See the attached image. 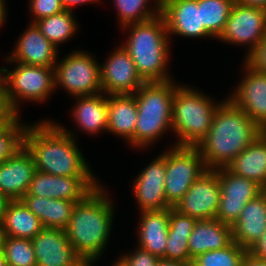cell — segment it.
<instances>
[{"label": "cell", "mask_w": 266, "mask_h": 266, "mask_svg": "<svg viewBox=\"0 0 266 266\" xmlns=\"http://www.w3.org/2000/svg\"><path fill=\"white\" fill-rule=\"evenodd\" d=\"M203 92L179 85L175 88L172 108V131L178 139L174 146L196 147L209 132L216 108Z\"/></svg>", "instance_id": "cell-6"}, {"label": "cell", "mask_w": 266, "mask_h": 266, "mask_svg": "<svg viewBox=\"0 0 266 266\" xmlns=\"http://www.w3.org/2000/svg\"><path fill=\"white\" fill-rule=\"evenodd\" d=\"M247 72L235 92L228 97L263 130L266 128V73L256 71L244 63Z\"/></svg>", "instance_id": "cell-17"}, {"label": "cell", "mask_w": 266, "mask_h": 266, "mask_svg": "<svg viewBox=\"0 0 266 266\" xmlns=\"http://www.w3.org/2000/svg\"><path fill=\"white\" fill-rule=\"evenodd\" d=\"M233 242L231 225L214 219L197 220L188 239L191 259L210 250H219Z\"/></svg>", "instance_id": "cell-23"}, {"label": "cell", "mask_w": 266, "mask_h": 266, "mask_svg": "<svg viewBox=\"0 0 266 266\" xmlns=\"http://www.w3.org/2000/svg\"><path fill=\"white\" fill-rule=\"evenodd\" d=\"M43 225L21 200H10L5 209L1 229L5 236L33 239Z\"/></svg>", "instance_id": "cell-29"}, {"label": "cell", "mask_w": 266, "mask_h": 266, "mask_svg": "<svg viewBox=\"0 0 266 266\" xmlns=\"http://www.w3.org/2000/svg\"><path fill=\"white\" fill-rule=\"evenodd\" d=\"M72 117L77 126L85 133L107 132L108 101L103 92L94 95L76 96Z\"/></svg>", "instance_id": "cell-25"}, {"label": "cell", "mask_w": 266, "mask_h": 266, "mask_svg": "<svg viewBox=\"0 0 266 266\" xmlns=\"http://www.w3.org/2000/svg\"><path fill=\"white\" fill-rule=\"evenodd\" d=\"M227 169L266 187V133L258 136L244 151L236 156Z\"/></svg>", "instance_id": "cell-26"}, {"label": "cell", "mask_w": 266, "mask_h": 266, "mask_svg": "<svg viewBox=\"0 0 266 266\" xmlns=\"http://www.w3.org/2000/svg\"><path fill=\"white\" fill-rule=\"evenodd\" d=\"M4 239H5V234L3 233V231L0 227V253L3 252Z\"/></svg>", "instance_id": "cell-48"}, {"label": "cell", "mask_w": 266, "mask_h": 266, "mask_svg": "<svg viewBox=\"0 0 266 266\" xmlns=\"http://www.w3.org/2000/svg\"><path fill=\"white\" fill-rule=\"evenodd\" d=\"M120 27L133 23H141L153 19L160 14V0L155 1V8L148 7L149 0H113Z\"/></svg>", "instance_id": "cell-32"}, {"label": "cell", "mask_w": 266, "mask_h": 266, "mask_svg": "<svg viewBox=\"0 0 266 266\" xmlns=\"http://www.w3.org/2000/svg\"><path fill=\"white\" fill-rule=\"evenodd\" d=\"M266 36V9L234 3L228 21L217 38L234 45L248 46L250 53Z\"/></svg>", "instance_id": "cell-10"}, {"label": "cell", "mask_w": 266, "mask_h": 266, "mask_svg": "<svg viewBox=\"0 0 266 266\" xmlns=\"http://www.w3.org/2000/svg\"><path fill=\"white\" fill-rule=\"evenodd\" d=\"M248 250L232 242L229 246L210 250L192 259L193 266H242Z\"/></svg>", "instance_id": "cell-33"}, {"label": "cell", "mask_w": 266, "mask_h": 266, "mask_svg": "<svg viewBox=\"0 0 266 266\" xmlns=\"http://www.w3.org/2000/svg\"><path fill=\"white\" fill-rule=\"evenodd\" d=\"M264 130L229 98L216 108L211 128L196 146L207 170L227 168Z\"/></svg>", "instance_id": "cell-2"}, {"label": "cell", "mask_w": 266, "mask_h": 266, "mask_svg": "<svg viewBox=\"0 0 266 266\" xmlns=\"http://www.w3.org/2000/svg\"><path fill=\"white\" fill-rule=\"evenodd\" d=\"M165 196L174 208L191 185L207 171L204 160L196 147L174 146L165 151Z\"/></svg>", "instance_id": "cell-7"}, {"label": "cell", "mask_w": 266, "mask_h": 266, "mask_svg": "<svg viewBox=\"0 0 266 266\" xmlns=\"http://www.w3.org/2000/svg\"><path fill=\"white\" fill-rule=\"evenodd\" d=\"M242 266H266V261L254 258L249 253L246 254Z\"/></svg>", "instance_id": "cell-42"}, {"label": "cell", "mask_w": 266, "mask_h": 266, "mask_svg": "<svg viewBox=\"0 0 266 266\" xmlns=\"http://www.w3.org/2000/svg\"><path fill=\"white\" fill-rule=\"evenodd\" d=\"M0 266H8L4 252L0 253Z\"/></svg>", "instance_id": "cell-49"}, {"label": "cell", "mask_w": 266, "mask_h": 266, "mask_svg": "<svg viewBox=\"0 0 266 266\" xmlns=\"http://www.w3.org/2000/svg\"><path fill=\"white\" fill-rule=\"evenodd\" d=\"M233 241L249 249L266 230V195L250 200L243 208L239 219L231 226Z\"/></svg>", "instance_id": "cell-21"}, {"label": "cell", "mask_w": 266, "mask_h": 266, "mask_svg": "<svg viewBox=\"0 0 266 266\" xmlns=\"http://www.w3.org/2000/svg\"><path fill=\"white\" fill-rule=\"evenodd\" d=\"M41 33L56 47L71 40L77 30V22L72 11L63 10L60 13L42 18L35 22Z\"/></svg>", "instance_id": "cell-30"}, {"label": "cell", "mask_w": 266, "mask_h": 266, "mask_svg": "<svg viewBox=\"0 0 266 266\" xmlns=\"http://www.w3.org/2000/svg\"><path fill=\"white\" fill-rule=\"evenodd\" d=\"M138 247L165 259L170 208L140 212Z\"/></svg>", "instance_id": "cell-22"}, {"label": "cell", "mask_w": 266, "mask_h": 266, "mask_svg": "<svg viewBox=\"0 0 266 266\" xmlns=\"http://www.w3.org/2000/svg\"><path fill=\"white\" fill-rule=\"evenodd\" d=\"M32 245L37 266H84L63 229L43 228Z\"/></svg>", "instance_id": "cell-15"}, {"label": "cell", "mask_w": 266, "mask_h": 266, "mask_svg": "<svg viewBox=\"0 0 266 266\" xmlns=\"http://www.w3.org/2000/svg\"><path fill=\"white\" fill-rule=\"evenodd\" d=\"M216 171L221 189L216 219L232 226L239 219L245 205L263 192V187L253 180L230 172L227 168Z\"/></svg>", "instance_id": "cell-11"}, {"label": "cell", "mask_w": 266, "mask_h": 266, "mask_svg": "<svg viewBox=\"0 0 266 266\" xmlns=\"http://www.w3.org/2000/svg\"><path fill=\"white\" fill-rule=\"evenodd\" d=\"M10 200L0 192V227L2 226L5 209Z\"/></svg>", "instance_id": "cell-45"}, {"label": "cell", "mask_w": 266, "mask_h": 266, "mask_svg": "<svg viewBox=\"0 0 266 266\" xmlns=\"http://www.w3.org/2000/svg\"><path fill=\"white\" fill-rule=\"evenodd\" d=\"M196 222L197 219L170 208L165 259L192 263L188 250V239Z\"/></svg>", "instance_id": "cell-28"}, {"label": "cell", "mask_w": 266, "mask_h": 266, "mask_svg": "<svg viewBox=\"0 0 266 266\" xmlns=\"http://www.w3.org/2000/svg\"><path fill=\"white\" fill-rule=\"evenodd\" d=\"M177 86L172 80L145 82L134 93L138 109L135 148L144 149L172 130V108Z\"/></svg>", "instance_id": "cell-5"}, {"label": "cell", "mask_w": 266, "mask_h": 266, "mask_svg": "<svg viewBox=\"0 0 266 266\" xmlns=\"http://www.w3.org/2000/svg\"><path fill=\"white\" fill-rule=\"evenodd\" d=\"M157 266H193L192 263H184L176 260H168L164 258H160L158 260Z\"/></svg>", "instance_id": "cell-43"}, {"label": "cell", "mask_w": 266, "mask_h": 266, "mask_svg": "<svg viewBox=\"0 0 266 266\" xmlns=\"http://www.w3.org/2000/svg\"><path fill=\"white\" fill-rule=\"evenodd\" d=\"M36 171L34 159L24 145L0 163V192L9 200H20Z\"/></svg>", "instance_id": "cell-18"}, {"label": "cell", "mask_w": 266, "mask_h": 266, "mask_svg": "<svg viewBox=\"0 0 266 266\" xmlns=\"http://www.w3.org/2000/svg\"><path fill=\"white\" fill-rule=\"evenodd\" d=\"M18 117L8 128L0 129V163L8 159L23 145V133L27 124Z\"/></svg>", "instance_id": "cell-35"}, {"label": "cell", "mask_w": 266, "mask_h": 266, "mask_svg": "<svg viewBox=\"0 0 266 266\" xmlns=\"http://www.w3.org/2000/svg\"><path fill=\"white\" fill-rule=\"evenodd\" d=\"M113 266H126L119 258L117 261L113 264Z\"/></svg>", "instance_id": "cell-50"}, {"label": "cell", "mask_w": 266, "mask_h": 266, "mask_svg": "<svg viewBox=\"0 0 266 266\" xmlns=\"http://www.w3.org/2000/svg\"><path fill=\"white\" fill-rule=\"evenodd\" d=\"M55 89L62 86L70 96L101 93L100 65L87 51H72L54 66Z\"/></svg>", "instance_id": "cell-9"}, {"label": "cell", "mask_w": 266, "mask_h": 266, "mask_svg": "<svg viewBox=\"0 0 266 266\" xmlns=\"http://www.w3.org/2000/svg\"><path fill=\"white\" fill-rule=\"evenodd\" d=\"M244 62L252 69L266 73V36L246 55Z\"/></svg>", "instance_id": "cell-38"}, {"label": "cell", "mask_w": 266, "mask_h": 266, "mask_svg": "<svg viewBox=\"0 0 266 266\" xmlns=\"http://www.w3.org/2000/svg\"><path fill=\"white\" fill-rule=\"evenodd\" d=\"M165 152L155 158L133 183V193L141 212L171 208L165 196Z\"/></svg>", "instance_id": "cell-16"}, {"label": "cell", "mask_w": 266, "mask_h": 266, "mask_svg": "<svg viewBox=\"0 0 266 266\" xmlns=\"http://www.w3.org/2000/svg\"><path fill=\"white\" fill-rule=\"evenodd\" d=\"M6 19L5 0H0V27L3 26Z\"/></svg>", "instance_id": "cell-46"}, {"label": "cell", "mask_w": 266, "mask_h": 266, "mask_svg": "<svg viewBox=\"0 0 266 266\" xmlns=\"http://www.w3.org/2000/svg\"><path fill=\"white\" fill-rule=\"evenodd\" d=\"M100 184L83 201L75 204L65 229L75 253L85 264L96 263L111 234L114 207Z\"/></svg>", "instance_id": "cell-3"}, {"label": "cell", "mask_w": 266, "mask_h": 266, "mask_svg": "<svg viewBox=\"0 0 266 266\" xmlns=\"http://www.w3.org/2000/svg\"><path fill=\"white\" fill-rule=\"evenodd\" d=\"M130 31L122 44L129 53L136 69L145 82H164L172 80L167 73L169 60V37L164 17H157L141 23L122 27Z\"/></svg>", "instance_id": "cell-4"}, {"label": "cell", "mask_w": 266, "mask_h": 266, "mask_svg": "<svg viewBox=\"0 0 266 266\" xmlns=\"http://www.w3.org/2000/svg\"><path fill=\"white\" fill-rule=\"evenodd\" d=\"M107 132L126 139L134 147V131L137 121V103L134 94L107 95Z\"/></svg>", "instance_id": "cell-24"}, {"label": "cell", "mask_w": 266, "mask_h": 266, "mask_svg": "<svg viewBox=\"0 0 266 266\" xmlns=\"http://www.w3.org/2000/svg\"><path fill=\"white\" fill-rule=\"evenodd\" d=\"M6 94L0 95V129L8 128L19 116Z\"/></svg>", "instance_id": "cell-39"}, {"label": "cell", "mask_w": 266, "mask_h": 266, "mask_svg": "<svg viewBox=\"0 0 266 266\" xmlns=\"http://www.w3.org/2000/svg\"><path fill=\"white\" fill-rule=\"evenodd\" d=\"M73 132L52 121L27 125L23 145L36 170L55 176L95 177L78 148Z\"/></svg>", "instance_id": "cell-1"}, {"label": "cell", "mask_w": 266, "mask_h": 266, "mask_svg": "<svg viewBox=\"0 0 266 266\" xmlns=\"http://www.w3.org/2000/svg\"><path fill=\"white\" fill-rule=\"evenodd\" d=\"M3 252L8 266H37L32 239L5 236Z\"/></svg>", "instance_id": "cell-34"}, {"label": "cell", "mask_w": 266, "mask_h": 266, "mask_svg": "<svg viewBox=\"0 0 266 266\" xmlns=\"http://www.w3.org/2000/svg\"><path fill=\"white\" fill-rule=\"evenodd\" d=\"M96 177L55 176L36 170L28 194L78 203L99 186Z\"/></svg>", "instance_id": "cell-12"}, {"label": "cell", "mask_w": 266, "mask_h": 266, "mask_svg": "<svg viewBox=\"0 0 266 266\" xmlns=\"http://www.w3.org/2000/svg\"><path fill=\"white\" fill-rule=\"evenodd\" d=\"M96 1L99 0H60L61 4L63 5L64 9L72 11L73 7H75L76 5H81V4H87V2L89 3H95Z\"/></svg>", "instance_id": "cell-41"}, {"label": "cell", "mask_w": 266, "mask_h": 266, "mask_svg": "<svg viewBox=\"0 0 266 266\" xmlns=\"http://www.w3.org/2000/svg\"><path fill=\"white\" fill-rule=\"evenodd\" d=\"M29 4L33 16L31 23L65 10L60 0H29Z\"/></svg>", "instance_id": "cell-36"}, {"label": "cell", "mask_w": 266, "mask_h": 266, "mask_svg": "<svg viewBox=\"0 0 266 266\" xmlns=\"http://www.w3.org/2000/svg\"><path fill=\"white\" fill-rule=\"evenodd\" d=\"M263 192H264V193H265V195H266V187H264V188H263Z\"/></svg>", "instance_id": "cell-51"}, {"label": "cell", "mask_w": 266, "mask_h": 266, "mask_svg": "<svg viewBox=\"0 0 266 266\" xmlns=\"http://www.w3.org/2000/svg\"><path fill=\"white\" fill-rule=\"evenodd\" d=\"M248 253L262 261H266V230L262 236L249 249Z\"/></svg>", "instance_id": "cell-40"}, {"label": "cell", "mask_w": 266, "mask_h": 266, "mask_svg": "<svg viewBox=\"0 0 266 266\" xmlns=\"http://www.w3.org/2000/svg\"><path fill=\"white\" fill-rule=\"evenodd\" d=\"M23 204L39 218L44 228L65 230L70 222L75 202L63 199L43 198L26 193Z\"/></svg>", "instance_id": "cell-27"}, {"label": "cell", "mask_w": 266, "mask_h": 266, "mask_svg": "<svg viewBox=\"0 0 266 266\" xmlns=\"http://www.w3.org/2000/svg\"><path fill=\"white\" fill-rule=\"evenodd\" d=\"M100 65L102 91L106 95L134 94L145 81L129 53L121 45Z\"/></svg>", "instance_id": "cell-14"}, {"label": "cell", "mask_w": 266, "mask_h": 266, "mask_svg": "<svg viewBox=\"0 0 266 266\" xmlns=\"http://www.w3.org/2000/svg\"><path fill=\"white\" fill-rule=\"evenodd\" d=\"M160 14L169 36L212 37L201 24L198 0H160Z\"/></svg>", "instance_id": "cell-19"}, {"label": "cell", "mask_w": 266, "mask_h": 266, "mask_svg": "<svg viewBox=\"0 0 266 266\" xmlns=\"http://www.w3.org/2000/svg\"><path fill=\"white\" fill-rule=\"evenodd\" d=\"M134 253H127L123 256H120V260L126 266H157L158 256L151 254L150 252L138 247L133 251Z\"/></svg>", "instance_id": "cell-37"}, {"label": "cell", "mask_w": 266, "mask_h": 266, "mask_svg": "<svg viewBox=\"0 0 266 266\" xmlns=\"http://www.w3.org/2000/svg\"><path fill=\"white\" fill-rule=\"evenodd\" d=\"M220 196L218 172L207 170L194 181L174 209L197 220L214 219L218 211Z\"/></svg>", "instance_id": "cell-13"}, {"label": "cell", "mask_w": 266, "mask_h": 266, "mask_svg": "<svg viewBox=\"0 0 266 266\" xmlns=\"http://www.w3.org/2000/svg\"><path fill=\"white\" fill-rule=\"evenodd\" d=\"M25 30L18 38L14 51L6 61L54 67L57 62L58 48L41 33L35 23H30Z\"/></svg>", "instance_id": "cell-20"}, {"label": "cell", "mask_w": 266, "mask_h": 266, "mask_svg": "<svg viewBox=\"0 0 266 266\" xmlns=\"http://www.w3.org/2000/svg\"><path fill=\"white\" fill-rule=\"evenodd\" d=\"M15 63L16 68L13 70L5 68V94L14 110L19 113L20 100H48L51 92L55 90V79L54 67Z\"/></svg>", "instance_id": "cell-8"}, {"label": "cell", "mask_w": 266, "mask_h": 266, "mask_svg": "<svg viewBox=\"0 0 266 266\" xmlns=\"http://www.w3.org/2000/svg\"><path fill=\"white\" fill-rule=\"evenodd\" d=\"M245 6L260 7L266 9V0H236Z\"/></svg>", "instance_id": "cell-44"}, {"label": "cell", "mask_w": 266, "mask_h": 266, "mask_svg": "<svg viewBox=\"0 0 266 266\" xmlns=\"http://www.w3.org/2000/svg\"><path fill=\"white\" fill-rule=\"evenodd\" d=\"M5 68H0V95L5 93Z\"/></svg>", "instance_id": "cell-47"}, {"label": "cell", "mask_w": 266, "mask_h": 266, "mask_svg": "<svg viewBox=\"0 0 266 266\" xmlns=\"http://www.w3.org/2000/svg\"><path fill=\"white\" fill-rule=\"evenodd\" d=\"M236 0H198L201 24L215 39L218 38Z\"/></svg>", "instance_id": "cell-31"}]
</instances>
